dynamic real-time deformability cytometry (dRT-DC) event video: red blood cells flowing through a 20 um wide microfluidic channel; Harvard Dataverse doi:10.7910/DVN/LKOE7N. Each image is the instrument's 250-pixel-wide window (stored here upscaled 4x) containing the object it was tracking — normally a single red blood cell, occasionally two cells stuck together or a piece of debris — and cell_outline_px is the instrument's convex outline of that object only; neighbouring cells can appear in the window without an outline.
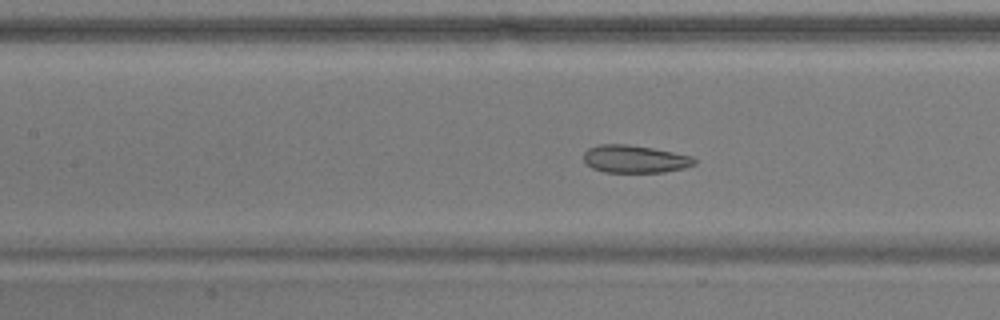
{"species": "common noctule bat (a hibernating species)", "species_latin": "Nyctalus noctula", "temperature_condition": "warm", "stored_images_in_passage": 41, "camera_frame_rate_fps": 3000, "um_per_image_px": 0.085, "animal": {"sex": "male", "body_mass_g": 17.9}, "frame": {"image": 1, "passage_image": 10, "time_ms": 3.0, "image_size_px": [1000, 320], "cell_outline_px": [[696, 164], [684, 168], [664, 172], [604, 172], [592, 168], [584, 164], [584, 152], [588, 148], [600, 144], [628, 144], [652, 148], [692, 156], [696, 160]], "centroid_in_image_um": [53.93, 13.52], "position_along_channel_um": 153.5, "area_um2": 17.92}}
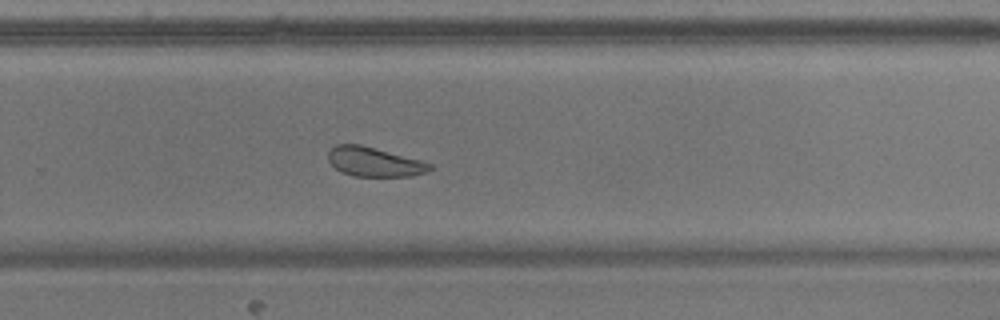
{"frame": {"image": 2, "passage_image": 22, "time_ms": 7.0, "image_size_px": [1000, 320], "cell_outline_px": [[432, 168], [428, 172], [412, 176], [352, 176], [340, 172], [328, 160], [328, 152], [336, 144], [360, 144], [420, 160], [432, 164]], "centroid_in_image_um": [31.8, 13.77], "position_along_channel_um": 298.0, "area_um2": 17.34}}
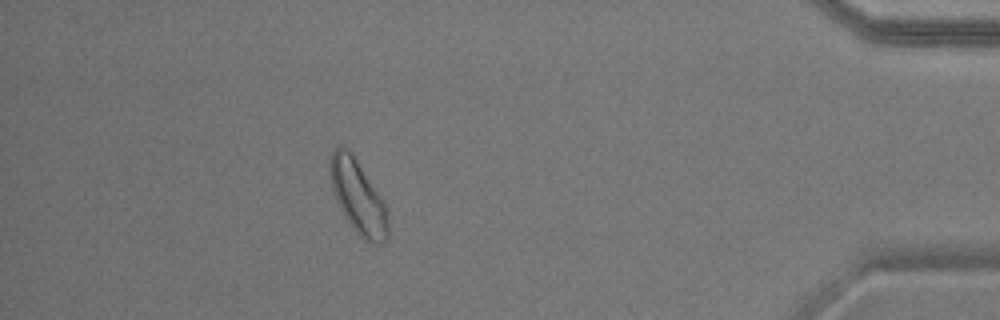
{"frame": {"image": 3, "passage_image": 35, "time_ms": 11.333, "image_size_px": [1000, 320], "cell_outline_px": [[388, 236], [384, 244], [376, 244], [364, 240], [352, 228], [344, 216], [336, 200], [332, 188], [328, 168], [328, 164], [332, 152], [336, 148], [348, 148], [352, 152], [384, 200], [388, 208]], "centroid_in_image_um": [30.45, 16.75], "position_along_channel_um": 404.7, "area_um2": 25.26}, "authors_computed_cell_mechanics": {"area_um2": 19.2474, "velocity_mm_per_s": 3.6268, "shape_relaxation_time_tau1_ms": 8.434, "shape_relaxation_time_tau2_ms": 1.5745, "deformation_change_tau1": 0.0992, "deformation_change_tau2": 0.0732}}